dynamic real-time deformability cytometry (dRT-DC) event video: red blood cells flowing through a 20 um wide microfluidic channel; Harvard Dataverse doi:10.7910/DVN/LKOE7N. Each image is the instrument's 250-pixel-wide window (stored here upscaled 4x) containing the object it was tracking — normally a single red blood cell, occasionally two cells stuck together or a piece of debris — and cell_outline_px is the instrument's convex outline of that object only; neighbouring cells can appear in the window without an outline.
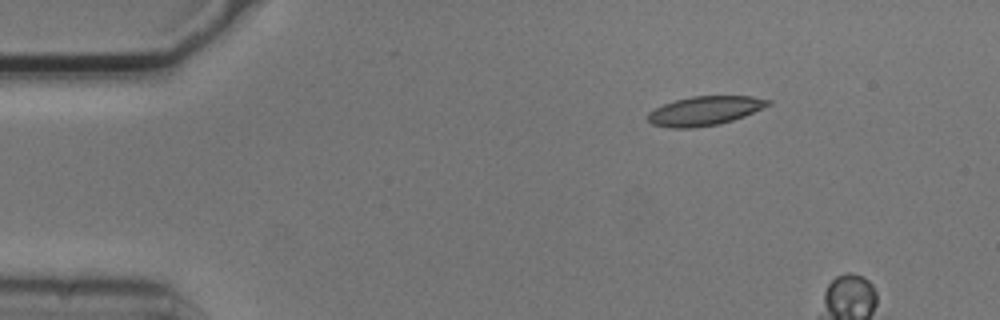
{"species": "common noctule bat (a hibernating species)", "species_latin": "Nyctalus noctula", "temperature_condition": "cold", "stored_images_in_passage": 3, "camera_frame_rate_fps": 3000, "um_per_image_px": 0.085, "animal": {"sex": "male", "body_mass_g": 20.5, "forearm_length_mm": 52.5}, "frame": {"image": 1, "passage_image": 1, "time_ms": 0.0, "image_size_px": [1000, 320], "cell_outline_px": [[772, 104], [744, 116], [720, 124], [692, 128], [672, 128], [652, 124], [648, 120], [648, 112], [664, 104], [676, 100], [692, 96], [752, 96], [772, 100]], "centroid_in_image_um": [59.93, 9.42], "position_along_channel_um": 25.1, "area_um2": 20.35}}